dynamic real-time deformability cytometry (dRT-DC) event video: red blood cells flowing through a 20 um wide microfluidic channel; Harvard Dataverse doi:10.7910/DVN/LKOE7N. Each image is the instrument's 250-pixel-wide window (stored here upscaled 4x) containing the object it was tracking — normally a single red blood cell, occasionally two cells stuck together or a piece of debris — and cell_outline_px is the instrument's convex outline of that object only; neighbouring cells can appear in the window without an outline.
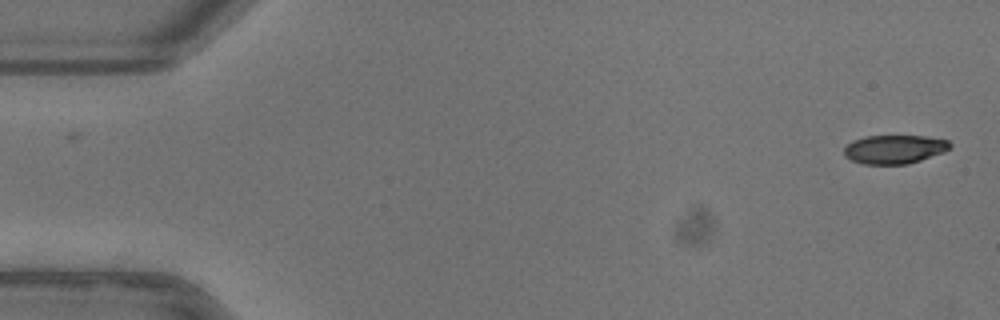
{"species": "common noctule bat (a hibernating species)", "species_latin": "Nyctalus noctula", "temperature_condition": "warm", "stored_images_in_passage": 52, "camera_frame_rate_fps": 3000, "um_per_image_px": 0.085, "animal": {"sex": "female"}, "frame": {"image": 1, "passage_image": 1, "time_ms": 0.0, "image_size_px": [1000, 320], "cell_outline_px": [[952, 144], [944, 152], [908, 164], [864, 164], [852, 160], [844, 156], [844, 148], [848, 144], [864, 136], [924, 136], [948, 140]], "centroid_in_image_um": [76.03, 12.69], "position_along_channel_um": 9.0, "area_um2": 17.57}}
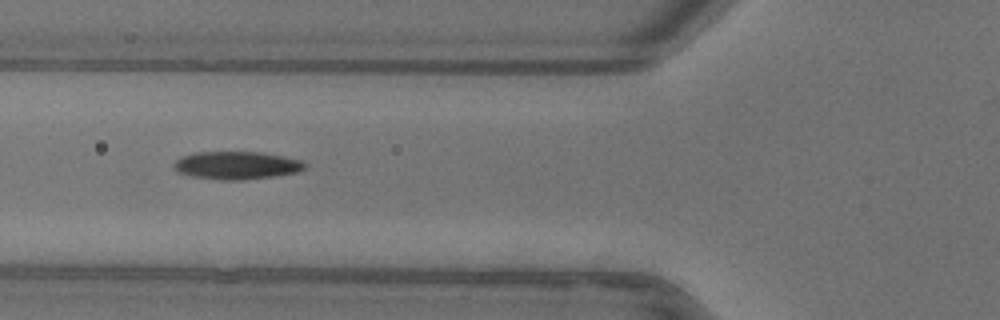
{"frame": {"image": 2, "passage_image": 19, "time_ms": 6.0, "image_size_px": [1000, 320], "cell_outline_px": [[308, 164], [304, 168], [296, 172], [276, 176], [240, 180], [224, 180], [192, 176], [176, 172], [172, 168], [172, 164], [180, 156], [192, 152], [260, 152], [284, 156], [300, 160]], "centroid_in_image_um": [20.06, 14.05], "position_along_channel_um": 105.7, "area_um2": 21.44}}
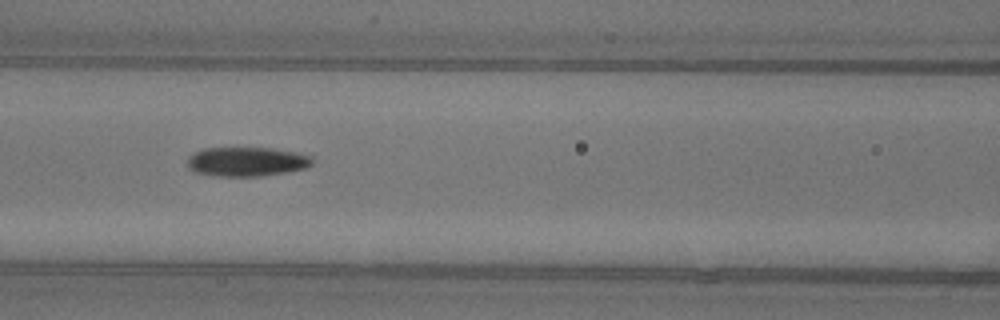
{"frame": {"image": 3, "passage_image": 22, "time_ms": 7.0, "image_size_px": [1000, 320], "cell_outline_px": [[312, 164], [304, 168], [284, 172], [260, 176], [216, 176], [196, 172], [188, 168], [188, 156], [204, 148], [272, 148], [300, 152], [312, 156]], "centroid_in_image_um": [20.98, 13.73], "position_along_channel_um": 145.6, "area_um2": 21.27}, "authors_computed_cell_mechanics": {"area_um2": 20.7502, "velocity_mm_per_s": 3.956, "shape_relaxation_time_tau1_ms": 6.5044, "shape_relaxation_time_tau2_ms": 6.2015, "deformation_change_tau1": 0.1937, "deformation_change_tau2": 0.1223}}